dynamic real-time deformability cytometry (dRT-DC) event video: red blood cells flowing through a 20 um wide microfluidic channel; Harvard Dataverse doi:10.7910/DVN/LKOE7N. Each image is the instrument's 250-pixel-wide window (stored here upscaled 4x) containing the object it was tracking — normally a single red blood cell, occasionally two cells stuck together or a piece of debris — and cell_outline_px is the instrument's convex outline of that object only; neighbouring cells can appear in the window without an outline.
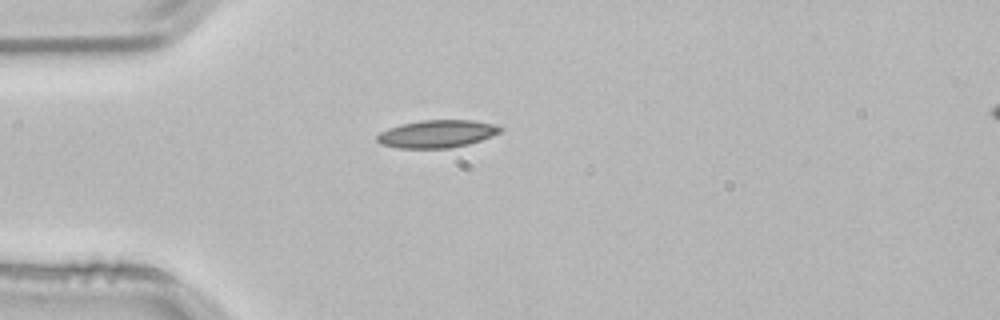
{"species": "common noctule bat (a hibernating species)", "species_latin": "Nyctalus noctula", "temperature_condition": "room temperature", "stored_images_in_passage": 1, "camera_frame_rate_fps": 3000, "um_per_image_px": 0.085, "animal": {"sex": "male", "body_mass_g": 21.5, "forearm_length_mm": 52.0}, "frame": {"image": 1, "passage_image": 1, "time_ms": 0.0, "image_size_px": [1000, 320], "cell_outline_px": [[504, 128], [500, 132], [492, 136], [468, 144], [448, 148], [400, 148], [380, 144], [376, 140], [376, 136], [380, 132], [388, 128], [400, 124], [420, 120], [472, 120], [492, 124]], "centroid_in_image_um": [37.11, 11.37], "position_along_channel_um": 47.9, "area_um2": 19.83}}